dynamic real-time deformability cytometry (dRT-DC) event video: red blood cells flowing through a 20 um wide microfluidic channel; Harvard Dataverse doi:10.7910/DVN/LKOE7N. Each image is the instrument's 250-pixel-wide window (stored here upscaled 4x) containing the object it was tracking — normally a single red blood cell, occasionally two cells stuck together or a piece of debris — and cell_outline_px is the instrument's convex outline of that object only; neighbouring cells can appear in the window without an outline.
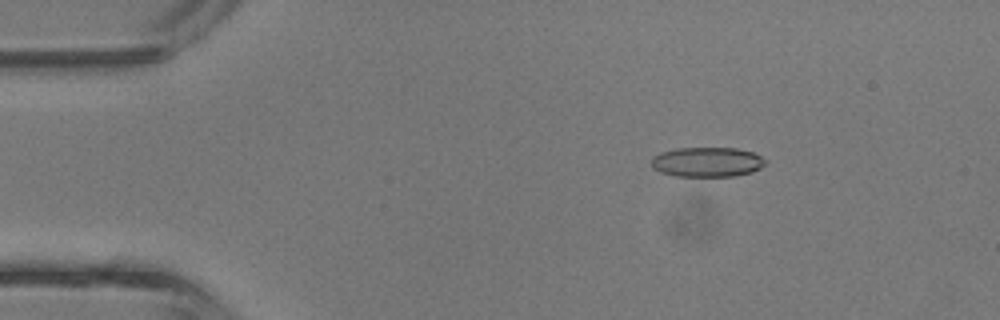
{"species": "common noctule bat (a hibernating species)", "species_latin": "Nyctalus noctula", "temperature_condition": "room temperature", "stored_images_in_passage": 42, "camera_frame_rate_fps": 3000, "um_per_image_px": 0.085, "animal": {"sex": "male", "body_mass_g": 13.3}, "frame": {"image": 1, "passage_image": 7, "time_ms": 2.0, "image_size_px": [1000, 320], "cell_outline_px": [[768, 160], [760, 168], [752, 172], [736, 176], [676, 176], [660, 172], [652, 168], [652, 156], [660, 152], [676, 148], [736, 148], [752, 152]], "centroid_in_image_um": [60.09, 13.77], "position_along_channel_um": 24.9, "area_um2": 19.88}}
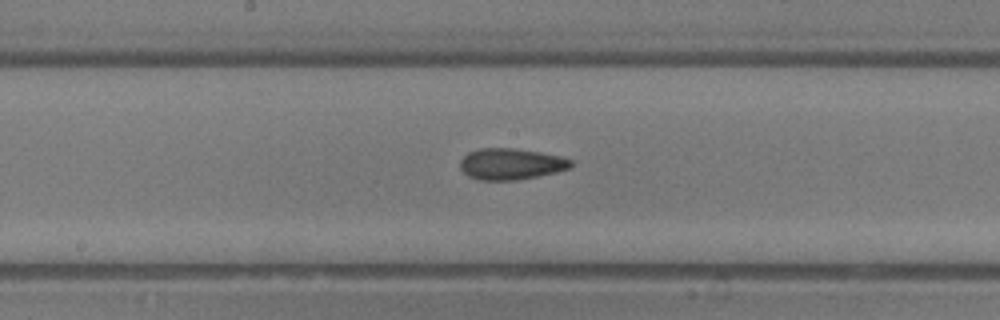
{"frame": {"image": 2, "passage_image": 22, "time_ms": 7.0, "image_size_px": [1000, 320], "cell_outline_px": [[572, 168], [556, 172], [516, 180], [480, 180], [468, 176], [460, 168], [460, 160], [468, 152], [480, 148], [512, 148], [540, 152], [560, 156], [572, 160]], "centroid_in_image_um": [43.43, 13.93], "position_along_channel_um": 204.8, "area_um2": 20.17}}
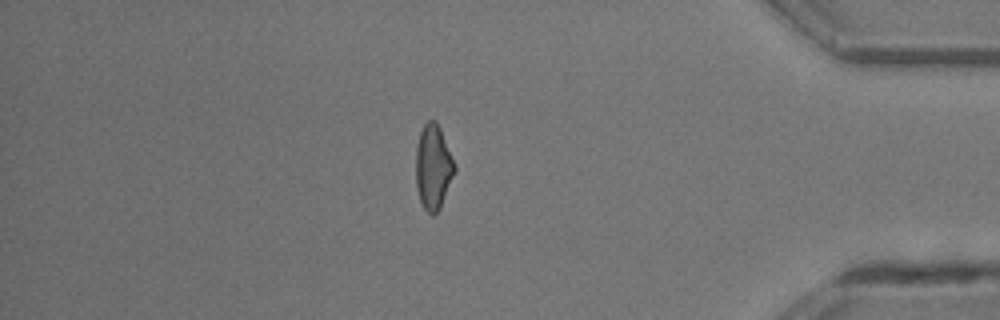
{"frame": {"image": 3, "passage_image": 36, "time_ms": 11.667, "image_size_px": [1000, 320], "cell_outline_px": [[456, 172], [440, 208], [432, 216], [424, 208], [420, 200], [416, 188], [416, 144], [420, 132], [424, 124], [428, 120], [436, 120], [440, 128], [456, 168]], "centroid_in_image_um": [36.81, 14.2], "position_along_channel_um": 398.4, "area_um2": 19.13}, "authors_computed_cell_mechanics": {"area_um2": 19.6231, "velocity_mm_per_s": 4.9593, "shape_relaxation_time_tau1_ms": 4.2417, "shape_relaxation_time_tau2_ms": 3.2708, "deformation_change_tau1": 0.1204, "deformation_change_tau2": 0.1199}}